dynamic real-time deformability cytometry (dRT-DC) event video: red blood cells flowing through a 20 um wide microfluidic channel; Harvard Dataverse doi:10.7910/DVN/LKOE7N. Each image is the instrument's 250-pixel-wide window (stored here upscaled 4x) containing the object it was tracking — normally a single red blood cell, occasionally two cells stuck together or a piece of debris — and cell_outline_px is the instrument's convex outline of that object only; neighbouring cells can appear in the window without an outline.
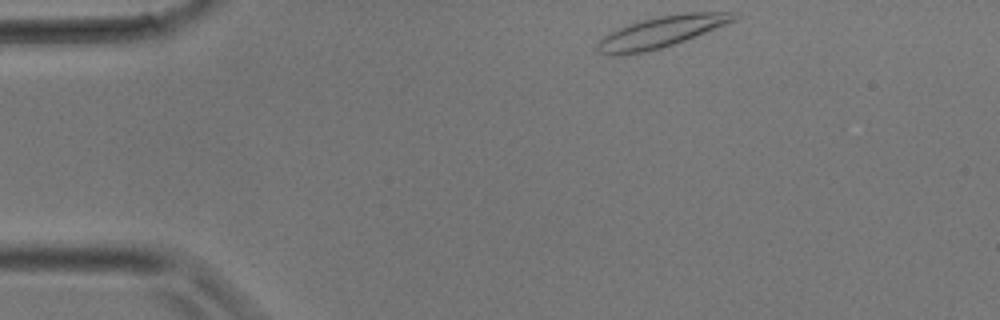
{"species": "common noctule bat (a hibernating species)", "species_latin": "Nyctalus noctula", "temperature_condition": "room temperature", "stored_images_in_passage": 29, "camera_frame_rate_fps": 3000, "um_per_image_px": 0.085, "animal": {"sex": "male", "body_mass_g": 17.9}, "frame": {"image": 1, "passage_image": 1, "time_ms": 0.0, "image_size_px": [1000, 320], "cell_outline_px": [[740, 16], [736, 20], [684, 40], [660, 48], [644, 52], [620, 56], [608, 56], [596, 52], [596, 44], [608, 32], [628, 24], [660, 16], [684, 12], [732, 12]], "centroid_in_image_um": [56.13, 2.73], "position_along_channel_um": 28.9, "area_um2": 24.74}}
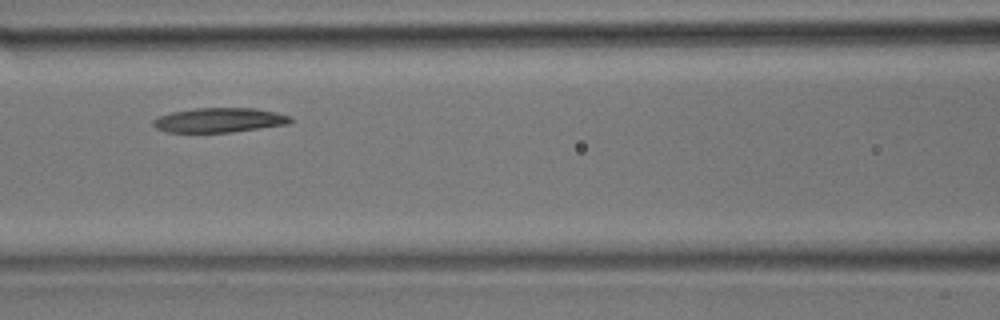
{"frame": {"image": 2, "passage_image": 10, "time_ms": 3.0, "image_size_px": [1000, 320], "cell_outline_px": [[292, 124], [232, 132], [168, 132], [156, 128], [152, 124], [152, 120], [160, 116], [172, 112], [196, 108], [256, 108], [276, 112], [292, 116]], "centroid_in_image_um": [18.7, 10.21], "position_along_channel_um": 147.9, "area_um2": 19.77}}
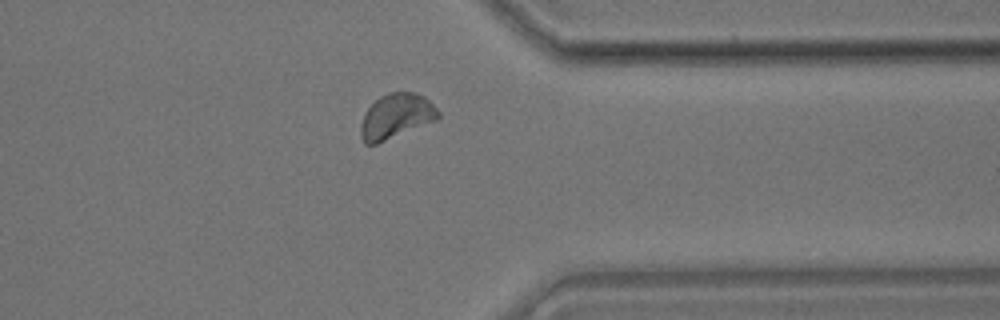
{"frame": {"image": 3, "passage_image": 22, "time_ms": 7.0, "image_size_px": [1000, 320], "cell_outline_px": [[440, 116], [436, 120], [376, 144], [364, 144], [360, 136], [360, 124], [364, 112], [380, 96], [388, 92], [416, 92], [424, 96], [440, 112]], "centroid_in_image_um": [33.64, 9.87], "position_along_channel_um": 377.8, "area_um2": 20.23}}